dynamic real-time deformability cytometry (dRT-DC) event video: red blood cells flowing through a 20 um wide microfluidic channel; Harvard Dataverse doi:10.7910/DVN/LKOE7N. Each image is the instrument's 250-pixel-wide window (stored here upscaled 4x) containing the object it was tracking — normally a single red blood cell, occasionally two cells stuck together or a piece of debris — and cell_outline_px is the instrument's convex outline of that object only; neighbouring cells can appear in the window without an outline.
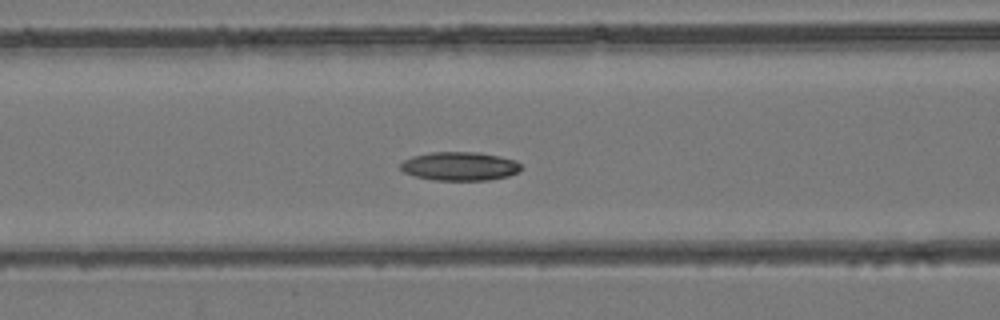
{"species": "common noctule bat (a hibernating species)", "species_latin": "Nyctalus noctula", "temperature_condition": "room temperature", "stored_images_in_passage": 49, "segment_of_instrument_passage": [1, 2], "camera_frame_rate_fps": 3000, "um_per_image_px": 0.085, "animal": {"sex": "female", "body_mass_g": 24.6, "forearm_length_mm": 56.2}, "frame": {"image": 1, "passage_image": 20, "time_ms": 6.333, "image_size_px": [1000, 320], "cell_outline_px": [[524, 168], [520, 172], [508, 176], [488, 180], [432, 180], [416, 176], [404, 172], [400, 168], [400, 164], [404, 160], [412, 156], [432, 152], [480, 152], [516, 160]], "centroid_in_image_um": [39.11, 14.13], "position_along_channel_um": 127.5, "area_um2": 20.29}}
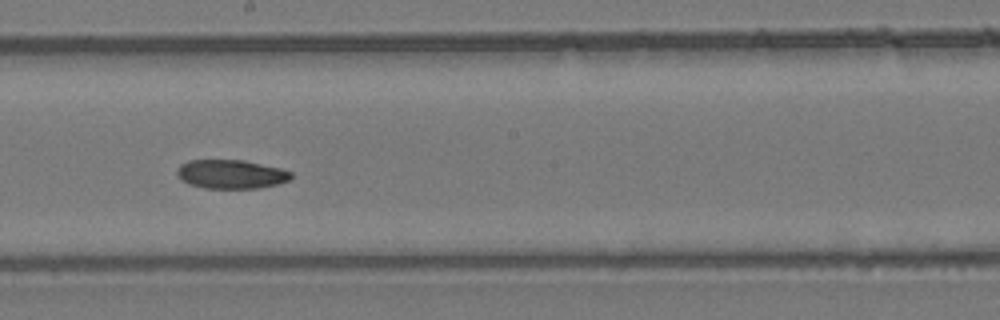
{"frame": {"image": 2, "passage_image": 27, "time_ms": 8.667, "image_size_px": [1000, 320], "cell_outline_px": [[292, 180], [260, 188], [204, 188], [188, 184], [180, 180], [176, 176], [176, 168], [180, 164], [188, 160], [244, 160], [280, 168], [292, 172]], "centroid_in_image_um": [19.6, 14.8], "position_along_channel_um": 228.6, "area_um2": 19.48}}
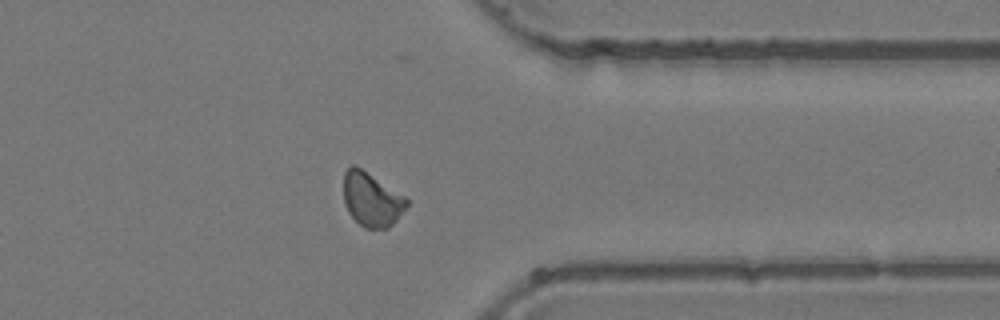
{"frame": {"image": 3, "passage_image": 38, "time_ms": 12.333, "image_size_px": [1000, 320], "cell_outline_px": [[408, 204], [396, 220], [388, 228], [364, 228], [348, 212], [344, 204], [344, 172], [352, 164], [356, 164], [404, 196], [408, 200]], "centroid_in_image_um": [31.56, 16.93], "position_along_channel_um": 379.8, "area_um2": 19.71}}